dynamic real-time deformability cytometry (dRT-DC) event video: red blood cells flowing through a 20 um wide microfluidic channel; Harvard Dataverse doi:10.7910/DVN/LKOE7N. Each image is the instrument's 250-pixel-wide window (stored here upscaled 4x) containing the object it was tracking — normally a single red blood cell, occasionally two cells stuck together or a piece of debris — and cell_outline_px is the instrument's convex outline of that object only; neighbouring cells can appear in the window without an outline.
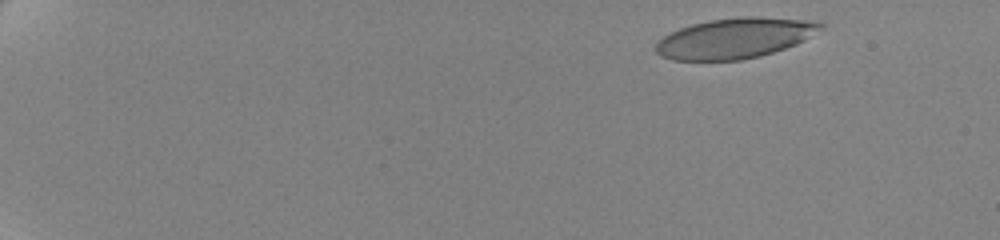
{"species": "human", "species_latin": "Homo sapiens", "temperature_condition": "cold", "stored_images_in_passage": 25, "camera_frame_rate_fps": 3000, "um_per_image_px": 0.085, "donor": {"sex": "female"}, "frame": {"image": 1, "passage_image": 4, "time_ms": 1.0, "image_size_px": [1000, 240], "cell_outline_px": [[824, 24], [820, 28], [796, 44], [760, 56], [740, 60], [672, 60], [660, 56], [656, 52], [656, 44], [664, 36], [680, 28], [692, 24], [712, 20], [744, 16], [756, 16], [812, 20]], "centroid_in_image_um": [62.43, 3.24], "position_along_channel_um": 22.6, "area_um2": 38.26}}
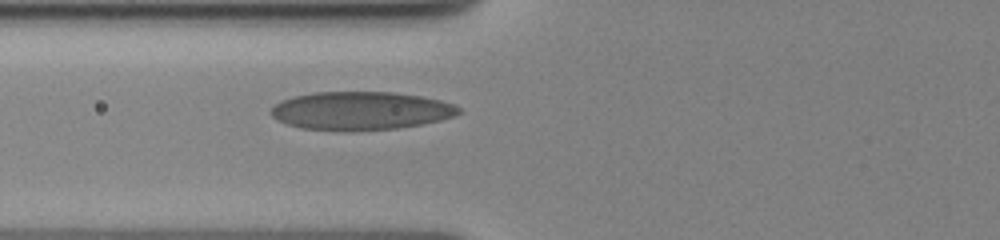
{"frame": {"image": 2, "passage_image": 22, "time_ms": 7.333, "image_size_px": [1000, 240], "cell_outline_px": [[460, 112], [456, 116], [440, 120], [420, 124], [396, 128], [348, 132], [300, 128], [288, 124], [272, 116], [268, 112], [280, 100], [296, 96], [316, 92], [392, 92], [420, 96], [440, 100], [456, 104], [460, 108]], "centroid_in_image_um": [30.67, 9.42], "position_along_channel_um": 95.1, "area_um2": 42.02}}
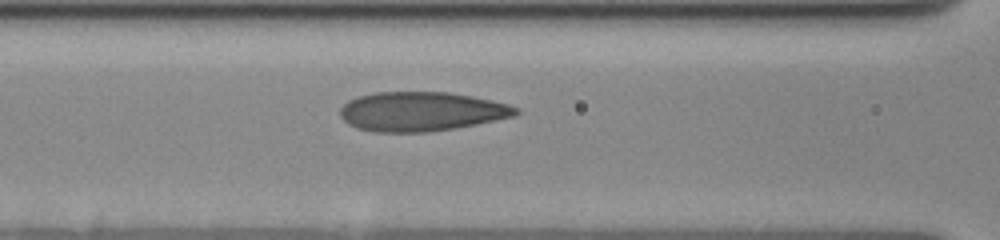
{"frame": {"image": 3, "passage_image": 25, "time_ms": 8.333, "image_size_px": [1000, 240], "cell_outline_px": [[520, 112], [516, 116], [476, 124], [428, 132], [376, 132], [356, 128], [348, 124], [340, 116], [340, 108], [348, 100], [356, 96], [372, 92], [448, 92], [472, 96], [492, 100], [508, 104], [520, 108]], "centroid_in_image_um": [35.8, 9.47], "position_along_channel_um": 130.8, "area_um2": 40.46}}